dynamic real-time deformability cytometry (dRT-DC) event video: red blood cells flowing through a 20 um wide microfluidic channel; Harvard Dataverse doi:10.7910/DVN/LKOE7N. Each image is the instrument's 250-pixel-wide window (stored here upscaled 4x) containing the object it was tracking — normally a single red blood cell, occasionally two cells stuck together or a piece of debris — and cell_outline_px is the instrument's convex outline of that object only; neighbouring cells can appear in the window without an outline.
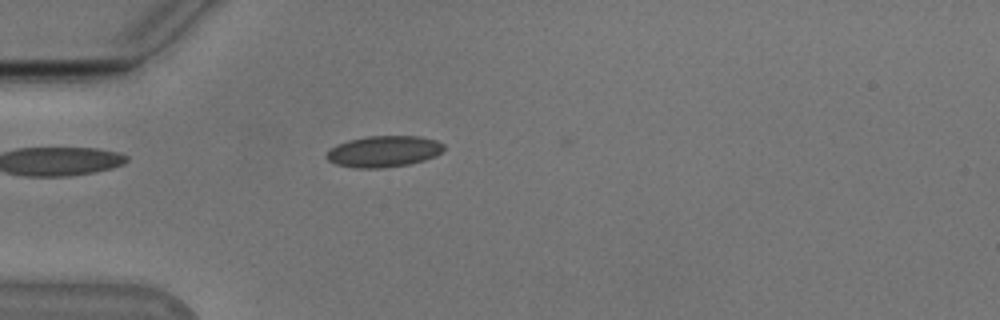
{"species": "Egyptian fruit bat (a non-hibernating species)", "species_latin": "Rousettus aegyptiacus", "temperature_condition": "cold", "stored_images_in_passage": 2, "camera_frame_rate_fps": 3000, "um_per_image_px": 0.085, "animal": {"sex": "male"}, "frame": {"image": 1, "passage_image": 1, "time_ms": 0.0, "image_size_px": [1000, 320], "cell_outline_px": [[444, 148], [436, 156], [424, 160], [408, 164], [384, 168], [356, 168], [336, 164], [328, 160], [324, 156], [336, 144], [348, 140], [368, 136], [420, 136], [436, 140], [444, 144]], "centroid_in_image_um": [32.61, 12.87], "position_along_channel_um": 52.4, "area_um2": 21.39}}